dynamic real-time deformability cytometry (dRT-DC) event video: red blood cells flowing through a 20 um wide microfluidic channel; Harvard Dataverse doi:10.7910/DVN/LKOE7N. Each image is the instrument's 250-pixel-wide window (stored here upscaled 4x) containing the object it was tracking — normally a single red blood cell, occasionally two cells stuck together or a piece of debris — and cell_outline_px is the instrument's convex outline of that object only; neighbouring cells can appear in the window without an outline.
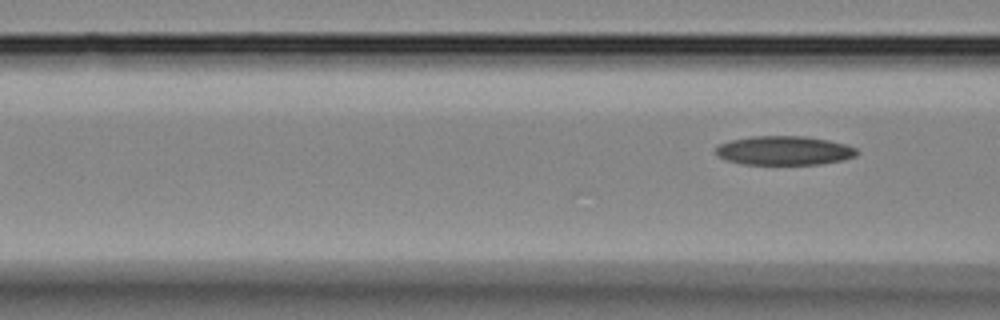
{"species": "Egyptian fruit bat (a non-hibernating species)", "species_latin": "Rousettus aegyptiacus", "temperature_condition": "room temperature", "stored_images_in_passage": 4, "segment_of_instrument_passage": [2, 2], "camera_frame_rate_fps": 3000, "um_per_image_px": 0.085, "animal": {"sex": "female"}, "frame": {"image": 1, "passage_image": 4, "time_ms": 1.0, "image_size_px": [1000, 320], "cell_outline_px": [[860, 152], [856, 156], [844, 160], [820, 164], [744, 164], [724, 160], [716, 152], [716, 148], [720, 144], [732, 140], [752, 136], [804, 136], [828, 140], [844, 144], [856, 148]], "centroid_in_image_um": [66.69, 12.8], "position_along_channel_um": 99.9, "area_um2": 23.81}}